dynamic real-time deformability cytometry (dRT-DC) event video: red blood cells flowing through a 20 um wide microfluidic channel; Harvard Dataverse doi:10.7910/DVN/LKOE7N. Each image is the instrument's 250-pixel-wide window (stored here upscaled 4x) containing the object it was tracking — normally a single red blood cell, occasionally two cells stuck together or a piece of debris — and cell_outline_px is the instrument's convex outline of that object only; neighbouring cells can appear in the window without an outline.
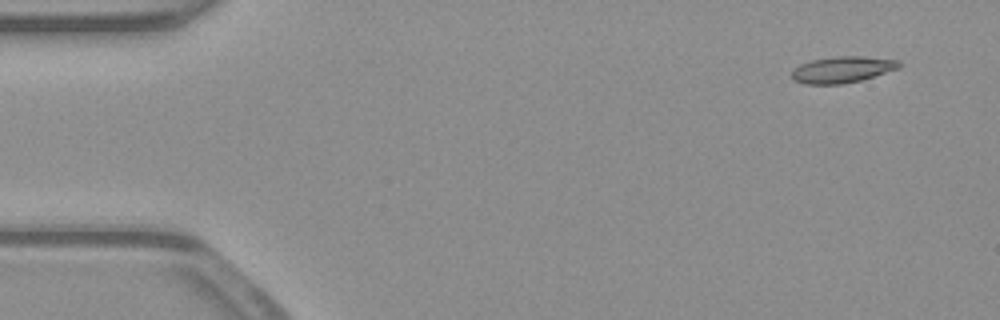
{"species": "common noctule bat (a hibernating species)", "species_latin": "Nyctalus noctula", "temperature_condition": "warm", "stored_images_in_passage": 50, "camera_frame_rate_fps": 3000, "um_per_image_px": 0.085, "animal": {"sex": "male", "body_mass_g": 23.1, "forearm_length_mm": 52.7}, "frame": {"image": 1, "passage_image": 1, "time_ms": 0.0, "image_size_px": [1000, 320], "cell_outline_px": [[904, 64], [900, 68], [860, 80], [840, 84], [804, 84], [792, 80], [792, 68], [800, 64], [812, 60], [836, 56], [864, 56], [900, 60]], "centroid_in_image_um": [71.61, 5.9], "position_along_channel_um": 13.4, "area_um2": 16.65}}
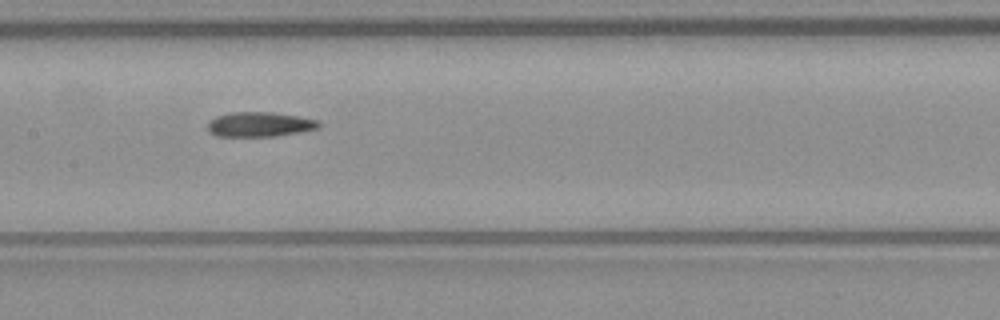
{"frame": {"image": 2, "passage_image": 23, "time_ms": 7.333, "image_size_px": [1000, 320], "cell_outline_px": [[324, 124], [320, 128], [300, 132], [276, 136], [216, 136], [208, 128], [208, 120], [216, 116], [228, 112], [272, 112], [300, 116], [320, 120]], "centroid_in_image_um": [22.14, 10.56], "position_along_channel_um": 185.3, "area_um2": 16.3}}
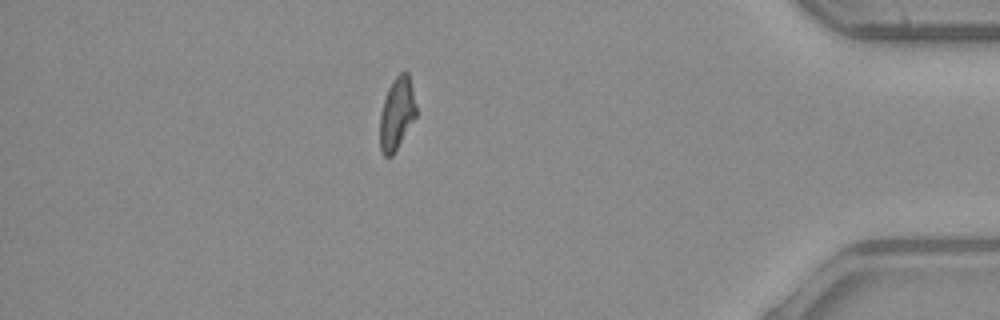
{"frame": {"image": 3, "passage_image": 43, "time_ms": 14.0, "image_size_px": [1000, 320], "cell_outline_px": [[416, 116], [392, 156], [384, 156], [380, 152], [380, 112], [388, 88], [392, 80], [400, 72], [408, 72], [416, 104]], "centroid_in_image_um": [33.71, 9.65], "position_along_channel_um": 401.5, "area_um2": 15.2}, "authors_computed_cell_mechanics": {"area_um2": 16.2996, "velocity_mm_per_s": 3.9346, "shape_relaxation_time_tau1_ms": 7.3024, "shape_relaxation_time_tau2_ms": 5.8053, "deformation_change_tau1": 0.2082, "deformation_change_tau2": 0.1588}}